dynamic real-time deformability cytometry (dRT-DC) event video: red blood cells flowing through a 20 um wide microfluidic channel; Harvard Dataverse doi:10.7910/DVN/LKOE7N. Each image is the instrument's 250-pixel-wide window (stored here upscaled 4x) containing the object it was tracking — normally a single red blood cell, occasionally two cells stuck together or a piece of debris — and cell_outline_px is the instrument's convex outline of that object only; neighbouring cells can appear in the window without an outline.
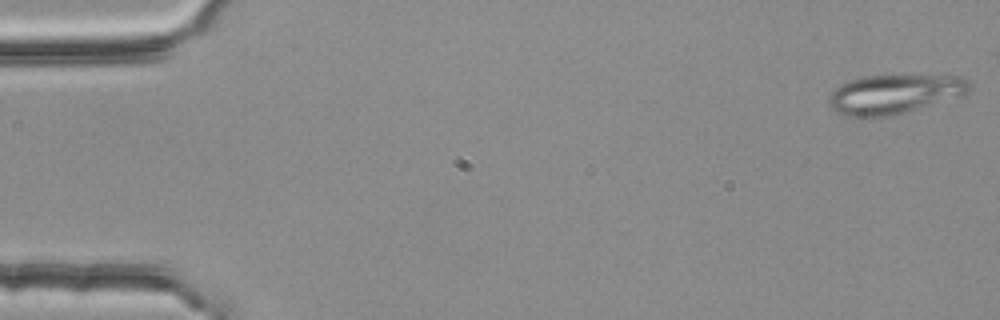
{"species": "common noctule bat (a hibernating species)", "species_latin": "Nyctalus noctula", "temperature_condition": "room temperature", "stored_images_in_passage": 16, "camera_frame_rate_fps": 3000, "um_per_image_px": 0.085, "animal": {"sex": "female", "body_mass_g": 25.1}, "frame": {"image": 1, "passage_image": 1, "time_ms": 0.0, "image_size_px": [1000, 320], "cell_outline_px": [[972, 84], [968, 92], [964, 96], [904, 112], [884, 116], [844, 116], [836, 112], [828, 104], [828, 96], [840, 84], [848, 80], [864, 76], [964, 76]], "centroid_in_image_um": [76.04, 7.99], "position_along_channel_um": 9.0, "area_um2": 32.08}}